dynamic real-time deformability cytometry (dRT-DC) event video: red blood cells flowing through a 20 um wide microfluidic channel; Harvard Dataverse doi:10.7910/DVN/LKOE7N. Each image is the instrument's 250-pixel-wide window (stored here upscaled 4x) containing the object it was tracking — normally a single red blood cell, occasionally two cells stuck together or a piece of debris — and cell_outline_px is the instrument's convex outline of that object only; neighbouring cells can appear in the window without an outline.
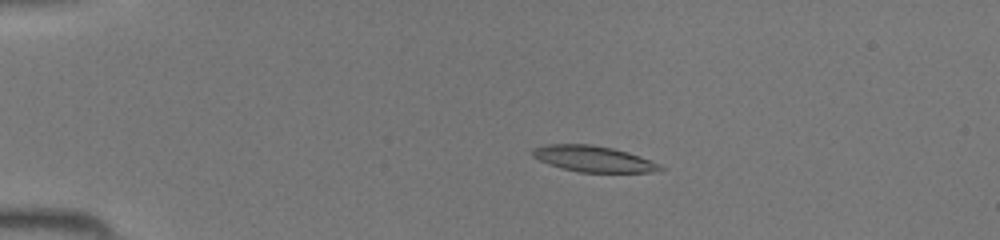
{"species": "common noctule bat (a hibernating species)", "species_latin": "Nyctalus noctula", "temperature_condition": "room temperature", "stored_images_in_passage": 46, "camera_frame_rate_fps": 3000, "um_per_image_px": 0.085, "animal": {"sex": "female", "body_mass_g": 19.5, "forearm_length_mm": 54.1}, "frame": {"image": 1, "passage_image": 10, "time_ms": 3.0, "image_size_px": [1000, 240], "cell_outline_px": [[668, 168], [652, 172], [580, 172], [548, 164], [532, 156], [532, 152], [536, 148], [548, 144], [588, 144], [612, 148], [628, 152], [640, 156], [660, 164]], "centroid_in_image_um": [50.49, 13.5], "position_along_channel_um": 34.5, "area_um2": 19.13}}
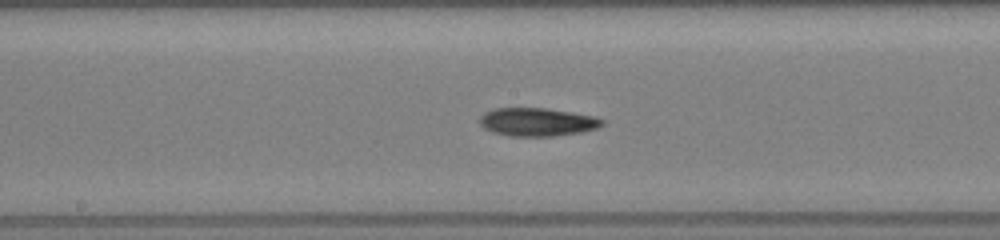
{"frame": {"image": 2, "passage_image": 25, "time_ms": 8.0, "image_size_px": [1000, 240], "cell_outline_px": [[604, 124], [596, 128], [580, 132], [552, 136], [508, 136], [492, 132], [484, 128], [480, 124], [480, 116], [484, 112], [496, 108], [544, 108], [572, 112], [592, 116], [604, 120]], "centroid_in_image_um": [45.63, 10.37], "position_along_channel_um": 202.6, "area_um2": 20.06}}
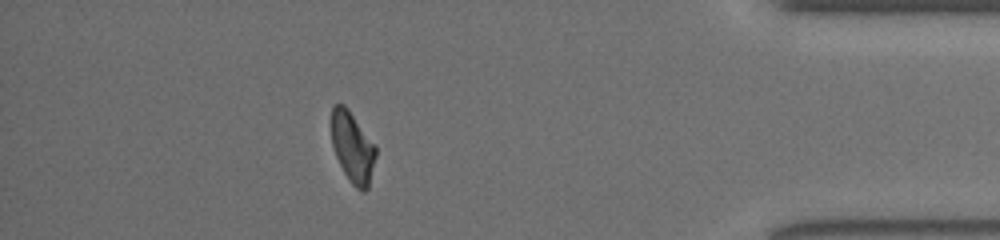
{"frame": {"image": 3, "passage_image": 41, "time_ms": 13.333, "image_size_px": [1000, 240], "cell_outline_px": [[376, 156], [368, 188], [364, 192], [360, 192], [348, 180], [336, 156], [332, 144], [332, 108], [336, 104], [344, 104], [348, 108], [376, 144]], "centroid_in_image_um": [29.99, 12.53], "position_along_channel_um": 405.2, "area_um2": 18.38}}